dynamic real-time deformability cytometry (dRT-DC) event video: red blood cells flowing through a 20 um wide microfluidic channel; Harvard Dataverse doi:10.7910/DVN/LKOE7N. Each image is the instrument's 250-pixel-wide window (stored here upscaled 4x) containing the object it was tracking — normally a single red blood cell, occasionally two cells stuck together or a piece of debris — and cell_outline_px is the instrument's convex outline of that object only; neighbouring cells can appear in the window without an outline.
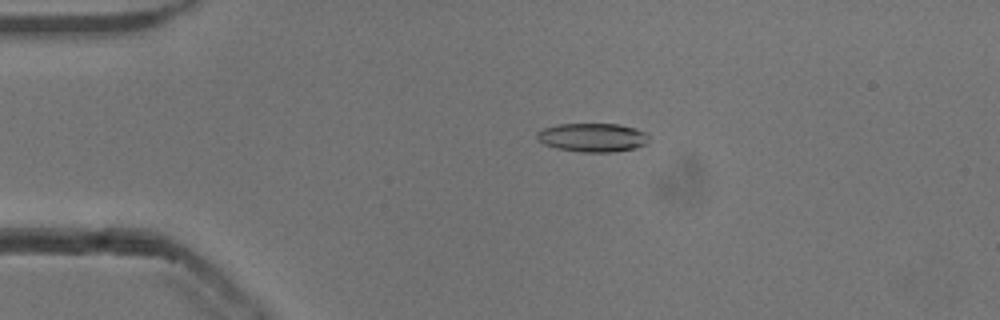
{"species": "common noctule bat (a hibernating species)", "species_latin": "Nyctalus noctula", "temperature_condition": "cold", "stored_images_in_passage": 54, "camera_frame_rate_fps": 3000, "um_per_image_px": 0.085, "animal": {"sex": "male", "body_mass_g": 13.3}, "frame": {"image": 1, "passage_image": 12, "time_ms": 3.667, "image_size_px": [1000, 320], "cell_outline_px": [[648, 140], [644, 144], [636, 148], [612, 152], [580, 152], [556, 148], [544, 144], [536, 140], [536, 132], [544, 128], [556, 124], [620, 124], [636, 128], [644, 132], [648, 136]], "centroid_in_image_um": [50.33, 11.68], "position_along_channel_um": 34.7, "area_um2": 18.84}}
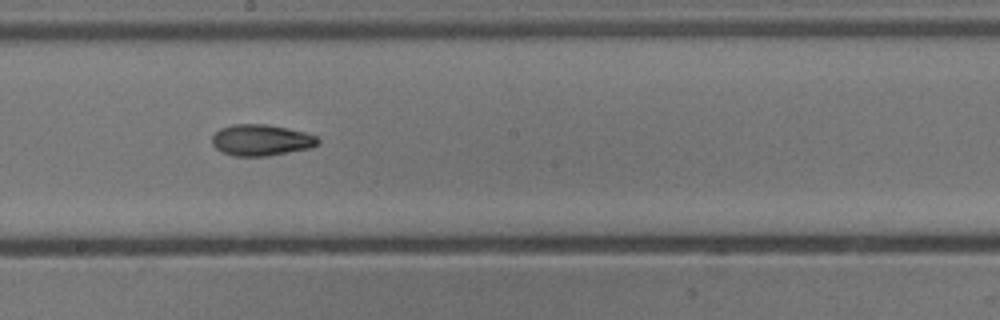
{"frame": {"image": 2, "passage_image": 30, "time_ms": 9.667, "image_size_px": [1000, 320], "cell_outline_px": [[320, 144], [308, 148], [268, 156], [232, 156], [220, 152], [212, 144], [212, 136], [220, 128], [232, 124], [264, 124], [288, 128], [304, 132], [316, 136], [320, 140]], "centroid_in_image_um": [22.17, 11.91], "position_along_channel_um": 226.0, "area_um2": 19.36}}
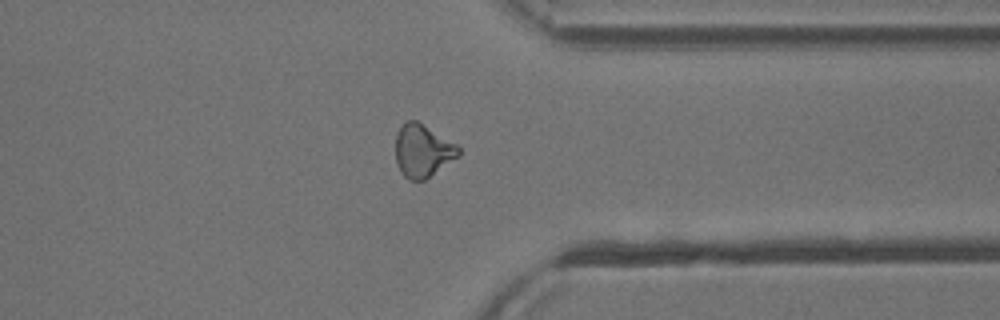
{"frame": {"image": 3, "passage_image": 42, "time_ms": 13.667, "image_size_px": [1000, 320], "cell_outline_px": [[460, 156], [424, 180], [408, 180], [400, 172], [396, 164], [396, 132], [408, 120], [416, 120], [456, 144], [460, 148]], "centroid_in_image_um": [35.92, 12.84], "position_along_channel_um": 375.5, "area_um2": 19.31}, "authors_computed_cell_mechanics": {"area_um2": 18.9873, "velocity_mm_per_s": 3.8535, "shape_relaxation_time_tau1_ms": 4.3028, "shape_relaxation_time_tau2_ms": 2.6784, "deformation_change_tau1": 0.1612, "deformation_change_tau2": 0.096}}